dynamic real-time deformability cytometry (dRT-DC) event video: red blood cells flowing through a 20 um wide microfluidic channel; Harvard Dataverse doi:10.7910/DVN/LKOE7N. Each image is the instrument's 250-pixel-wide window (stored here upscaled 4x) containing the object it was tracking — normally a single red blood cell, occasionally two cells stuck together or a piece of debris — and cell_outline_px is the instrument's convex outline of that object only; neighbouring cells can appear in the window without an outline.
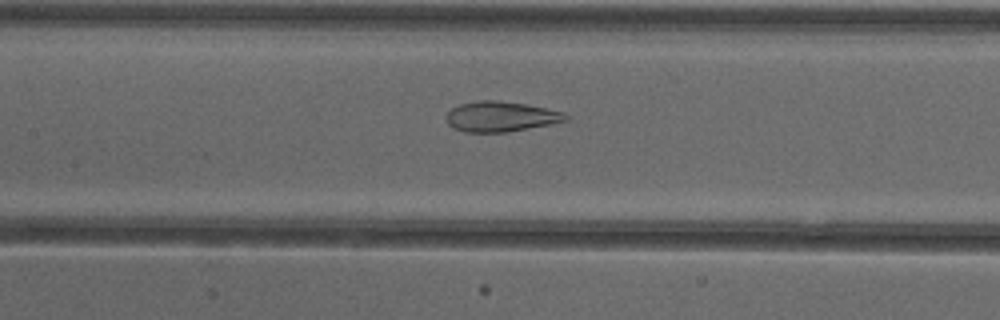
{"species": "common noctule bat (a hibernating species)", "species_latin": "Nyctalus noctula", "temperature_condition": "cold", "stored_images_in_passage": 47, "camera_frame_rate_fps": 3000, "um_per_image_px": 0.085, "animal": {"sex": "female"}, "frame": {"image": 1, "passage_image": 19, "time_ms": 6.0, "image_size_px": [1000, 320], "cell_outline_px": [[568, 120], [552, 124], [508, 132], [464, 132], [452, 128], [448, 124], [444, 116], [452, 108], [460, 104], [476, 100], [496, 100], [524, 104], [564, 112], [568, 116]], "centroid_in_image_um": [42.53, 9.91], "position_along_channel_um": 164.9, "area_um2": 21.15}}
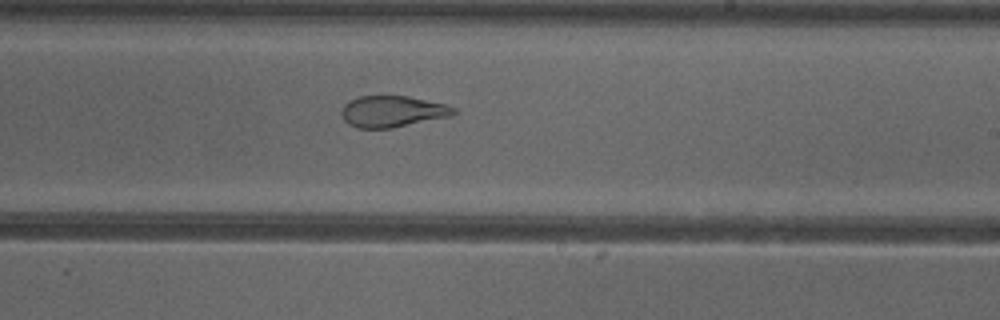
{"frame": {"image": 2, "passage_image": 26, "time_ms": 8.333, "image_size_px": [1000, 320], "cell_outline_px": [[456, 112], [448, 116], [392, 128], [356, 128], [348, 124], [344, 120], [340, 112], [344, 104], [348, 100], [356, 96], [408, 96], [444, 104], [456, 108]], "centroid_in_image_um": [33.28, 9.47], "position_along_channel_um": 255.7, "area_um2": 20.4}}
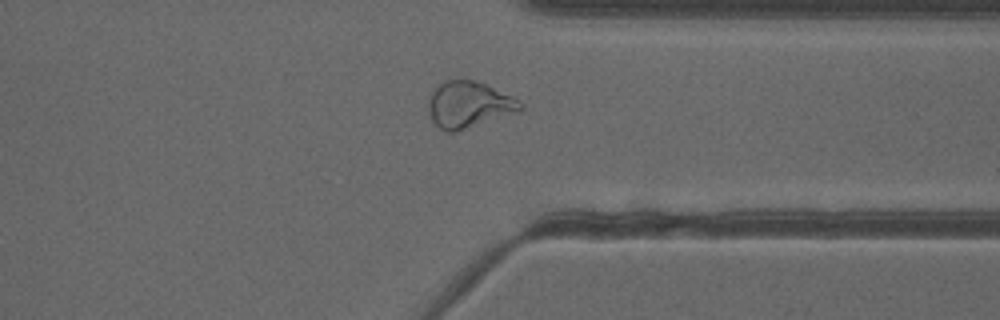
{"frame": {"image": 3, "passage_image": 35, "time_ms": 11.333, "image_size_px": [1000, 320], "cell_outline_px": [[524, 108], [520, 112], [456, 132], [448, 132], [440, 128], [432, 120], [428, 112], [428, 96], [432, 88], [444, 80], [472, 80], [484, 84], [512, 96], [520, 100], [524, 104]], "centroid_in_image_um": [39.85, 8.9], "position_along_channel_um": 371.6, "area_um2": 25.2}, "authors_computed_cell_mechanics": {"area_um2": 26.1834, "velocity_mm_per_s": 3.9086, "shape_relaxation_time_tau1_ms": null, "shape_relaxation_time_tau2_ms": 1.3524, "deformation_change_tau1": null, "deformation_change_tau2": 0.0821}}